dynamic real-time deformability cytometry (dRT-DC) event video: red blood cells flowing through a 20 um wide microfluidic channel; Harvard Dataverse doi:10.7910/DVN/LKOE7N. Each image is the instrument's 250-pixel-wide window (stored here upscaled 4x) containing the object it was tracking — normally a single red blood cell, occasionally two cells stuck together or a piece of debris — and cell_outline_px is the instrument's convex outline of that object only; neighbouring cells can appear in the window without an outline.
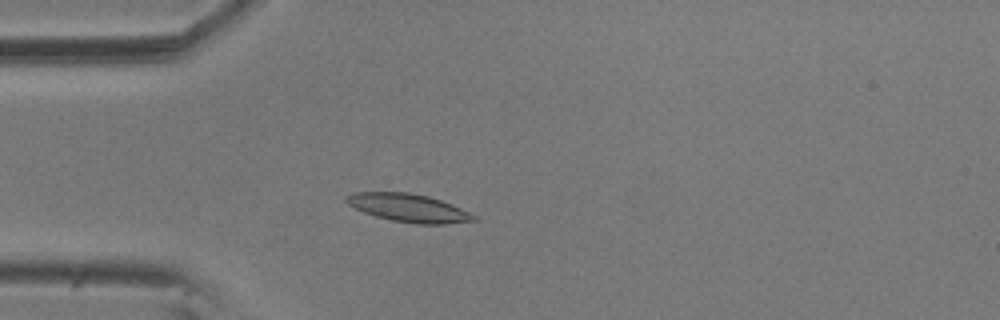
{"species": "common noctule bat (a hibernating species)", "species_latin": "Nyctalus noctula", "temperature_condition": "room temperature", "stored_images_in_passage": 43, "camera_frame_rate_fps": 3000, "um_per_image_px": 0.085, "animal": {"sex": "male", "body_mass_g": 20.5, "forearm_length_mm": 52.5}, "frame": {"image": 1, "passage_image": 14, "time_ms": 4.333, "image_size_px": [1000, 320], "cell_outline_px": [[480, 220], [444, 224], [420, 224], [392, 220], [376, 216], [364, 212], [348, 204], [344, 200], [344, 196], [352, 192], [408, 192], [428, 196], [440, 200], [460, 208], [476, 216]], "centroid_in_image_um": [34.71, 17.66], "position_along_channel_um": 50.3, "area_um2": 20.75}}
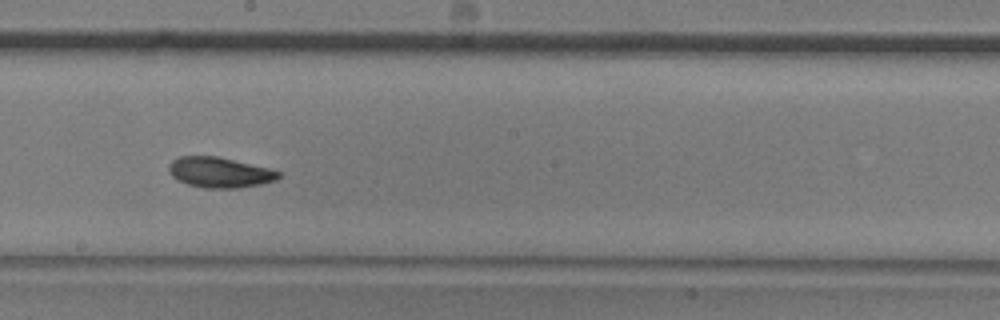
{"frame": {"image": 2, "passage_image": 30, "time_ms": 9.667, "image_size_px": [1000, 320], "cell_outline_px": [[280, 176], [276, 180], [260, 184], [240, 188], [204, 188], [188, 184], [176, 180], [168, 172], [168, 164], [172, 160], [180, 156], [216, 156], [268, 168], [280, 172]], "centroid_in_image_um": [18.62, 14.66], "position_along_channel_um": 229.6, "area_um2": 19.42}}
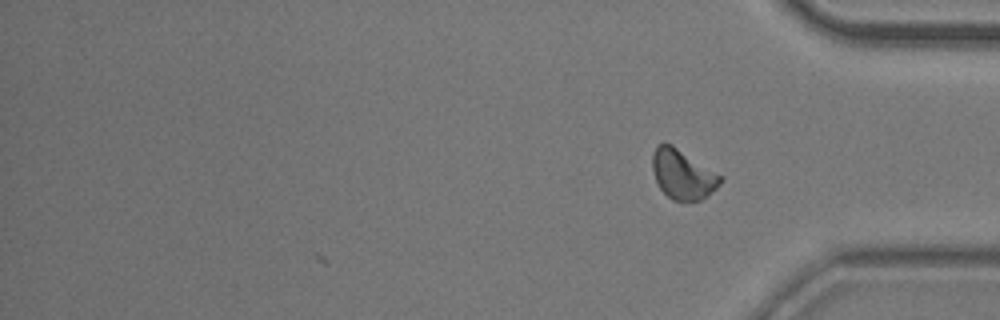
{"frame": {"image": 3, "passage_image": 43, "time_ms": 14.0, "image_size_px": [1000, 320], "cell_outline_px": [[724, 180], [716, 188], [700, 200], [672, 200], [660, 188], [656, 180], [652, 168], [652, 152], [656, 144], [672, 144], [724, 176]], "centroid_in_image_um": [58.04, 14.79], "position_along_channel_um": 377.2, "area_um2": 19.65}, "authors_computed_cell_mechanics": {"area_um2": 19.4786, "velocity_mm_per_s": 3.5392, "shape_relaxation_time_tau1_ms": 4.3097, "shape_relaxation_time_tau2_ms": 2.4588, "deformation_change_tau1": 0.1285, "deformation_change_tau2": 0.0799}}